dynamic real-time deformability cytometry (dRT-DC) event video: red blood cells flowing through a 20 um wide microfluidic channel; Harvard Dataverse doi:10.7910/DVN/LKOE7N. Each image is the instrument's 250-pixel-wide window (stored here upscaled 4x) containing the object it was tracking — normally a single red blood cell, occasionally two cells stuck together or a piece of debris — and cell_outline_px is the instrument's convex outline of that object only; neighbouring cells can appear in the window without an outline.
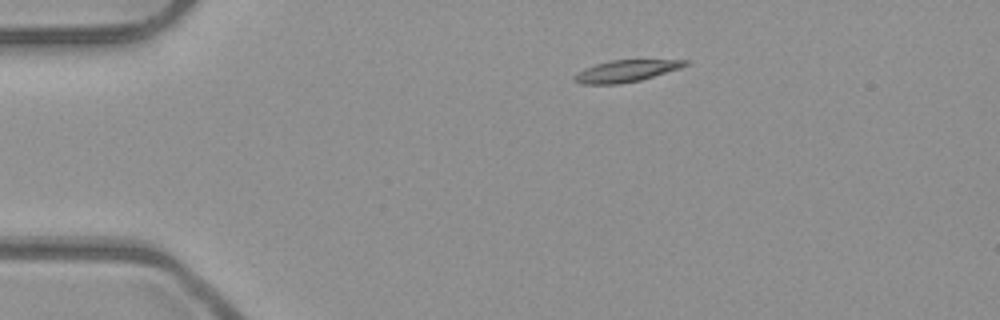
{"species": "common noctule bat (a hibernating species)", "species_latin": "Nyctalus noctula", "temperature_condition": "room temperature", "stored_images_in_passage": 4, "camera_frame_rate_fps": 3000, "um_per_image_px": 0.085, "animal": {"sex": "male", "body_mass_g": 23.1, "forearm_length_mm": 52.7}, "frame": {"image": 1, "passage_image": 1, "time_ms": 0.0, "image_size_px": [1000, 320], "cell_outline_px": [[692, 60], [688, 64], [680, 68], [640, 80], [620, 84], [580, 84], [572, 80], [572, 76], [584, 68], [608, 60]], "centroid_in_image_um": [53.16, 6.04], "position_along_channel_um": 31.8, "area_um2": 14.1}}
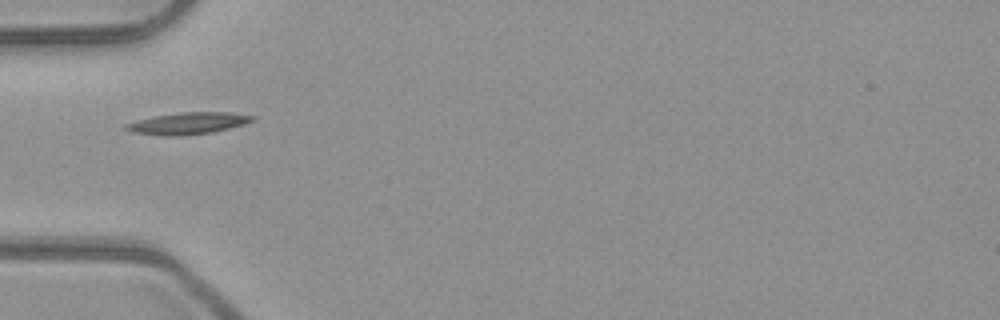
{"frame": {"image": 2, "passage_image": 3, "time_ms": 0.667, "image_size_px": [1000, 320], "cell_outline_px": [[256, 120], [244, 124], [212, 132], [176, 136], [168, 136], [132, 132], [124, 128], [124, 124], [152, 116], [180, 112], [232, 112], [256, 116]], "centroid_in_image_um": [16.0, 10.47], "position_along_channel_um": 69.0, "area_um2": 16.07}}
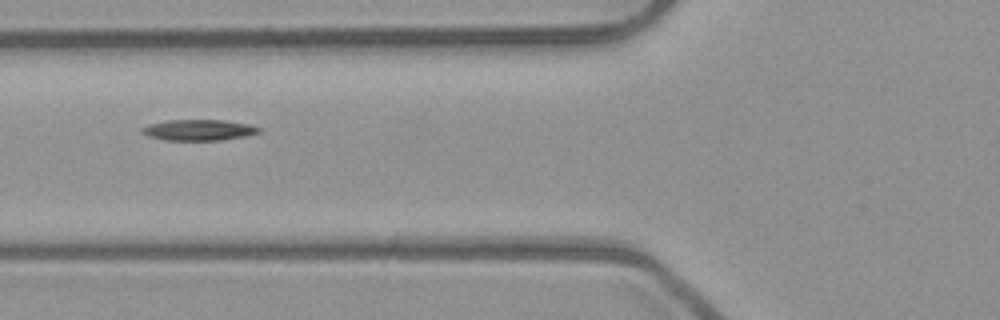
{"frame": {"image": 3, "passage_image": 4, "time_ms": 1.0, "image_size_px": [1000, 320], "cell_outline_px": [[260, 132], [244, 136], [220, 140], [164, 140], [148, 136], [140, 132], [140, 128], [148, 124], [168, 120], [224, 120], [248, 124], [260, 128]], "centroid_in_image_um": [16.83, 11.05], "position_along_channel_um": 109.0, "area_um2": 14.22}}